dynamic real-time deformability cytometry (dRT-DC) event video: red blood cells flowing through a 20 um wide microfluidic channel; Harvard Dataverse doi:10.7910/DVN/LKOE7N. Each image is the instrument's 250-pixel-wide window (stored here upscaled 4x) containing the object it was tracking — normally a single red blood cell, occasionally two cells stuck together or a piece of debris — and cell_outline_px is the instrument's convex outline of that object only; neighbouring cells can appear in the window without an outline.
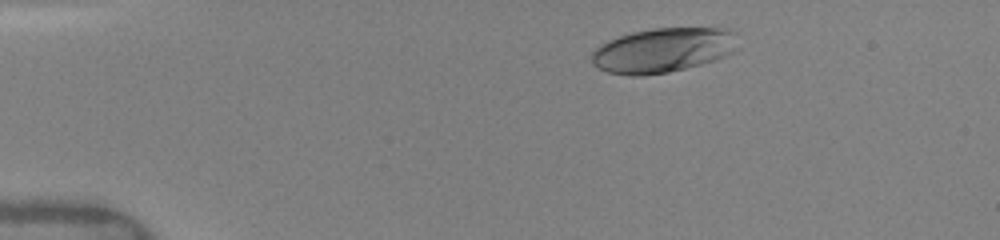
{"species": "human", "species_latin": "Homo sapiens", "temperature_condition": "warm", "stored_images_in_passage": 10, "camera_frame_rate_fps": 3000, "um_per_image_px": 0.085, "donor": {"sex": "female"}, "frame": {"image": 1, "passage_image": 4, "time_ms": 1.333, "image_size_px": [1000, 240], "cell_outline_px": [[736, 32], [732, 52], [716, 60], [668, 72], [644, 76], [628, 76], [608, 72], [592, 64], [592, 52], [600, 44], [608, 40], [632, 32], [652, 28], [728, 28]], "centroid_in_image_um": [56.31, 4.27], "position_along_channel_um": 28.7, "area_um2": 37.86}}